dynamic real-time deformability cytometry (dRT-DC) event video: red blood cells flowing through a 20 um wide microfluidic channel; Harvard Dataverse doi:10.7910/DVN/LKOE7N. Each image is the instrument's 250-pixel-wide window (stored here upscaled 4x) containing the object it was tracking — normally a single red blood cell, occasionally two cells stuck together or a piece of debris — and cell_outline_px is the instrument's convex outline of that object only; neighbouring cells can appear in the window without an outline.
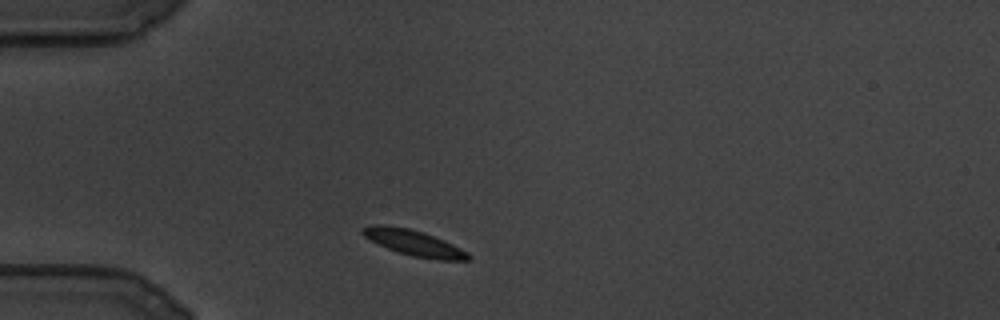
{"species": "common noctule bat (a hibernating species)", "species_latin": "Nyctalus noctula", "temperature_condition": "cold", "stored_images_in_passage": 13, "camera_frame_rate_fps": 3000, "um_per_image_px": 0.085, "animal": {"sex": "male", "body_mass_g": 19.5, "forearm_length_mm": 54.6}, "frame": {"image": 1, "passage_image": 1, "time_ms": 0.0, "image_size_px": [1000, 320], "cell_outline_px": [[472, 256], [468, 260], [436, 260], [412, 256], [388, 248], [364, 236], [360, 232], [360, 228], [372, 224], [384, 224], [408, 228], [424, 232], [444, 240], [468, 252]], "centroid_in_image_um": [35.18, 20.63], "position_along_channel_um": 49.8, "area_um2": 15.84}}
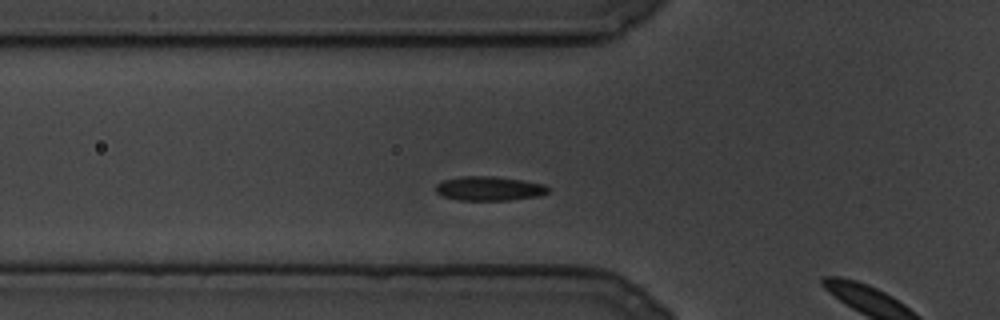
{"frame": {"image": 2, "passage_image": 10, "time_ms": 3.0, "image_size_px": [1000, 320], "cell_outline_px": [[548, 192], [536, 196], [508, 200], [460, 200], [444, 196], [436, 192], [436, 184], [444, 180], [460, 176], [492, 176], [520, 180], [544, 184], [548, 188]], "centroid_in_image_um": [41.55, 16.02], "position_along_channel_um": 84.3, "area_um2": 15.61}}